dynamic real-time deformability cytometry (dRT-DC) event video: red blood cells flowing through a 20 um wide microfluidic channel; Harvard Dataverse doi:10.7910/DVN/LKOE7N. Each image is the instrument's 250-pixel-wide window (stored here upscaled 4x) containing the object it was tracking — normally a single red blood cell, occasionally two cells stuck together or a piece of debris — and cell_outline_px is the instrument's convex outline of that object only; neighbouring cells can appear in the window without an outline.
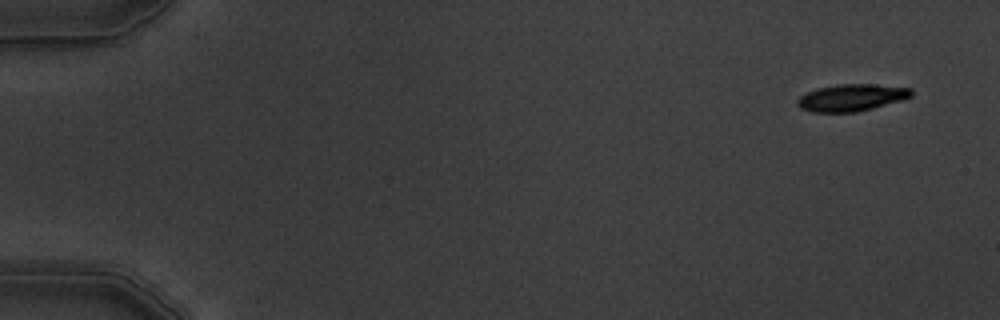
{"species": "common noctule bat (a hibernating species)", "species_latin": "Nyctalus noctula", "temperature_condition": "warm", "stored_images_in_passage": 4, "camera_frame_rate_fps": 3000, "um_per_image_px": 0.085, "animal": {"sex": "male", "body_mass_g": 19.5, "forearm_length_mm": 54.6}, "frame": {"image": 1, "passage_image": 1, "time_ms": 0.0, "image_size_px": [1000, 320], "cell_outline_px": [[912, 96], [900, 100], [872, 108], [856, 112], [812, 112], [800, 108], [796, 104], [796, 100], [800, 96], [816, 88], [836, 84], [876, 84], [912, 88]], "centroid_in_image_um": [72.34, 8.29], "position_along_channel_um": 12.7, "area_um2": 17.92}}
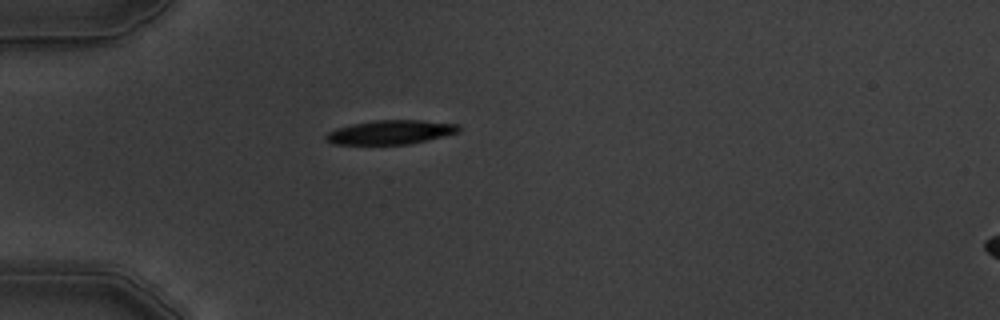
{"frame": {"image": 2, "passage_image": 4, "time_ms": 4.333, "image_size_px": [1000, 320], "cell_outline_px": [[460, 132], [444, 136], [408, 144], [332, 144], [324, 136], [328, 132], [336, 128], [352, 124], [372, 120], [420, 120], [460, 124]], "centroid_in_image_um": [33.22, 11.23], "position_along_channel_um": 51.8, "area_um2": 18.61}}